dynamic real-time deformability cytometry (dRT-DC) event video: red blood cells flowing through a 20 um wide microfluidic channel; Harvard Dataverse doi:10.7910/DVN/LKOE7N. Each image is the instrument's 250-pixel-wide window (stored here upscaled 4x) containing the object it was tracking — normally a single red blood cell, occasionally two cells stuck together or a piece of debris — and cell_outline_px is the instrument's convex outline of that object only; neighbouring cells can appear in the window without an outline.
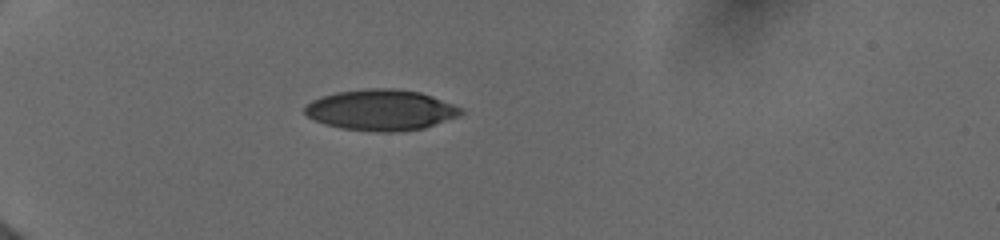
{"species": "human", "species_latin": "Homo sapiens", "temperature_condition": "cold", "stored_images_in_passage": 7, "camera_frame_rate_fps": 3000, "um_per_image_px": 0.085, "donor": {"sex": "female"}, "frame": {"image": 1, "passage_image": 1, "time_ms": 0.0, "image_size_px": [1000, 240], "cell_outline_px": [[464, 112], [460, 116], [424, 128], [396, 132], [380, 132], [340, 128], [324, 124], [308, 116], [304, 112], [304, 108], [312, 100], [320, 96], [336, 92], [368, 88], [392, 88], [420, 92], [432, 96], [464, 108]], "centroid_in_image_um": [32.4, 9.35], "position_along_channel_um": 52.6, "area_um2": 37.34}}
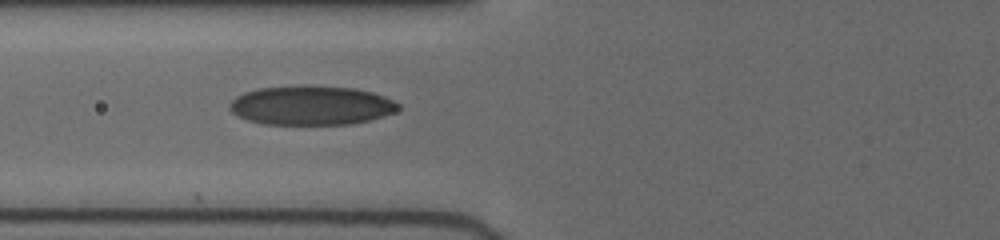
{"frame": {"image": 2, "passage_image": 4, "time_ms": 2.0, "image_size_px": [1000, 240], "cell_outline_px": [[400, 108], [396, 112], [368, 120], [352, 124], [264, 124], [248, 120], [232, 112], [228, 108], [228, 104], [236, 96], [244, 92], [260, 88], [352, 88], [372, 92], [384, 96], [400, 104]], "centroid_in_image_um": [26.46, 9.0], "position_along_channel_um": 99.3, "area_um2": 37.45}}
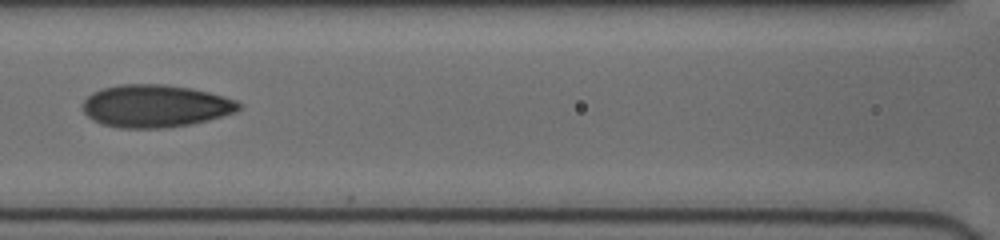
{"frame": {"image": 3, "passage_image": 6, "time_ms": 3.333, "image_size_px": [1000, 240], "cell_outline_px": [[244, 104], [236, 112], [208, 120], [192, 124], [160, 128], [120, 128], [100, 124], [92, 120], [84, 112], [84, 100], [92, 92], [104, 88], [120, 84], [164, 84], [192, 88], [208, 92], [236, 100]], "centroid_in_image_um": [13.22, 9.01], "position_along_channel_um": 153.4, "area_um2": 38.78}}